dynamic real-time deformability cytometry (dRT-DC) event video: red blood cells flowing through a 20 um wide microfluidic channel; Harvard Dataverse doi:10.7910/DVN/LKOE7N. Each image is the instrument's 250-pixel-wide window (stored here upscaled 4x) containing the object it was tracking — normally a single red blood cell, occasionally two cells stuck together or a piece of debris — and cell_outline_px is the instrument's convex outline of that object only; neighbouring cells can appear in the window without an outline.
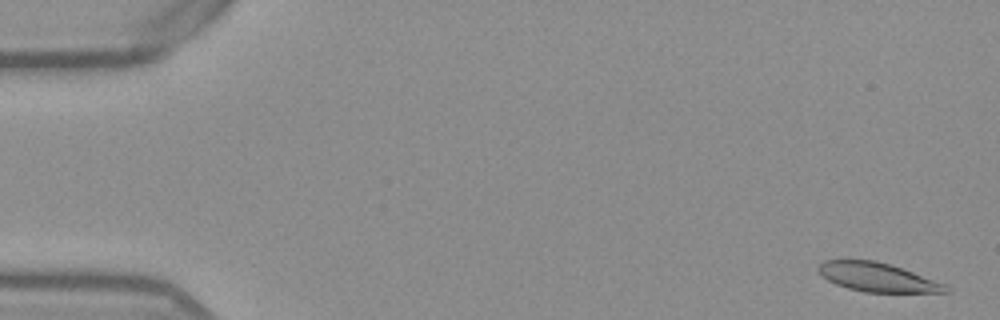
{"species": "Egyptian fruit bat (a non-hibernating species)", "species_latin": "Rousettus aegyptiacus", "temperature_condition": "warm", "stored_images_in_passage": 53, "camera_frame_rate_fps": 3000, "um_per_image_px": 0.085, "frame": {"image": 1, "passage_image": 2, "time_ms": 0.333, "image_size_px": [1000, 320], "cell_outline_px": [[952, 292], [864, 292], [848, 288], [836, 284], [828, 280], [816, 268], [824, 260], [876, 260], [912, 272], [944, 284], [952, 288]], "centroid_in_image_um": [74.58, 23.57], "position_along_channel_um": 10.4, "area_um2": 21.1}}
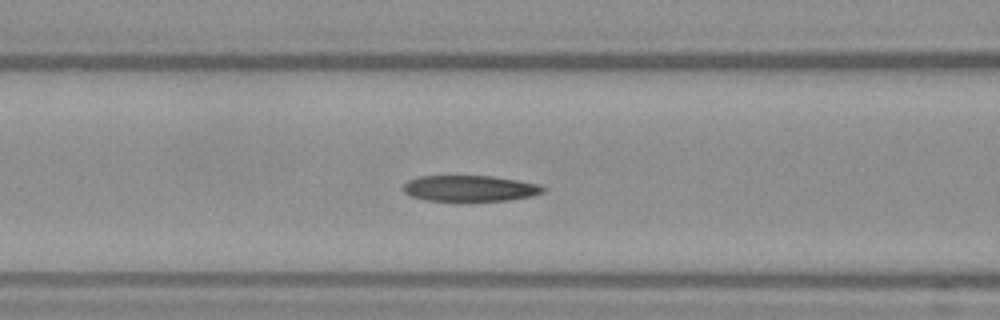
{"frame": {"image": 2, "passage_image": 22, "time_ms": 7.0, "image_size_px": [1000, 320], "cell_outline_px": [[548, 188], [544, 192], [532, 196], [508, 200], [424, 200], [412, 196], [404, 192], [400, 188], [408, 180], [416, 176], [492, 176], [540, 184]], "centroid_in_image_um": [39.94, 16.0], "position_along_channel_um": 126.7, "area_um2": 21.15}}
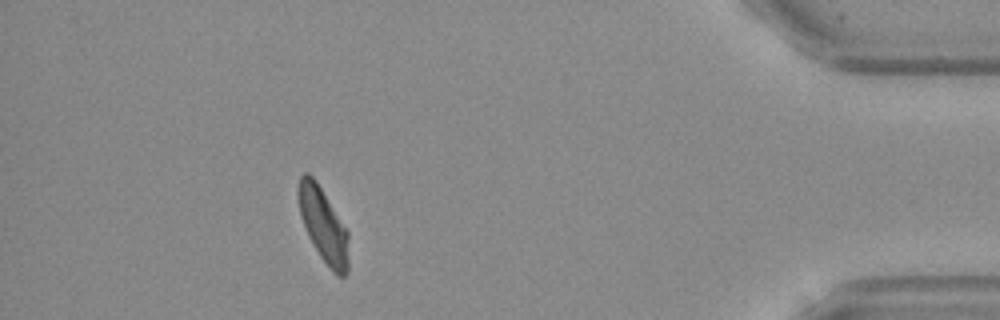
{"frame": {"image": 3, "passage_image": 48, "time_ms": 15.667, "image_size_px": [1000, 320], "cell_outline_px": [[348, 272], [344, 276], [336, 276], [332, 272], [320, 256], [308, 236], [300, 216], [296, 196], [296, 188], [300, 176], [304, 172], [308, 172], [316, 180], [348, 232]], "centroid_in_image_um": [27.44, 19.11], "position_along_channel_um": 407.8, "area_um2": 21.96}, "authors_computed_cell_mechanics": {"area_um2": 22.4264, "velocity_mm_per_s": 3.8464, "shape_relaxation_time_tau1_ms": 3.7855, "shape_relaxation_time_tau2_ms": 1.9347, "deformation_change_tau1": 0.1738, "deformation_change_tau2": 0.094}}